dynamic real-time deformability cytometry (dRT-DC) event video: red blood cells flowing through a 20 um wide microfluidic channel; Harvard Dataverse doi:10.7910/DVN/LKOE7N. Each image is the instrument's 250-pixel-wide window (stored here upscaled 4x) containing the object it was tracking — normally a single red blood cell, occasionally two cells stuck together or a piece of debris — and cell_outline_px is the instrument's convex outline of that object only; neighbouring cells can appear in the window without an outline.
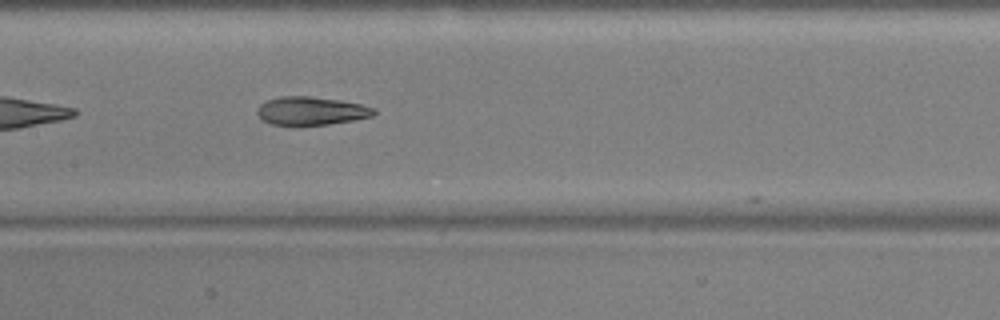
{"species": "common noctule bat (a hibernating species)", "species_latin": "Nyctalus noctula", "temperature_condition": "warm", "stored_images_in_passage": 31, "camera_frame_rate_fps": 3000, "um_per_image_px": 0.085, "animal": {"sex": "male", "body_mass_g": 17.9, "forearm_length_mm": 54.2}, "frame": {"image": 1, "passage_image": 10, "time_ms": 3.0, "image_size_px": [1000, 320], "cell_outline_px": [[376, 112], [372, 116], [352, 120], [328, 124], [292, 128], [272, 124], [264, 120], [256, 112], [256, 108], [260, 104], [268, 100], [280, 96], [308, 96], [340, 100], [360, 104], [376, 108]], "centroid_in_image_um": [26.41, 9.45], "position_along_channel_um": 181.0, "area_um2": 19.71}}
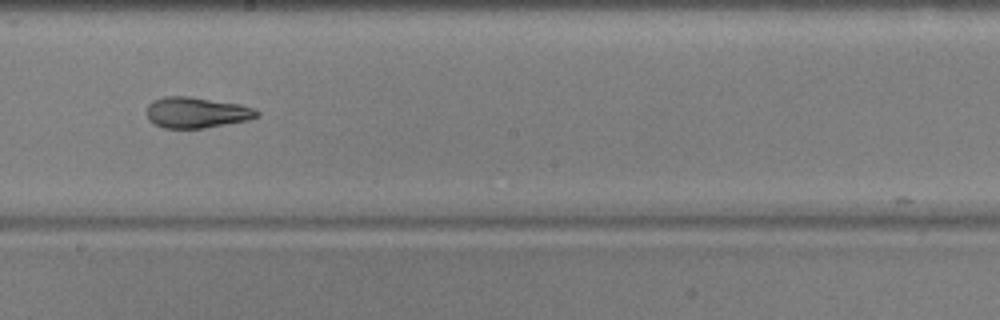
{"frame": {"image": 2, "passage_image": 14, "time_ms": 4.333, "image_size_px": [1000, 320], "cell_outline_px": [[260, 116], [248, 120], [204, 128], [164, 128], [152, 124], [148, 120], [148, 104], [152, 100], [164, 96], [188, 96], [240, 104], [252, 108], [260, 112]], "centroid_in_image_um": [16.69, 9.56], "position_along_channel_um": 231.5, "area_um2": 19.88}, "authors_computed_cell_mechanics": {"area_um2": 20.1722, "velocity_mm_per_s": 3.8004, "shape_relaxation_time_tau1_ms": null, "shape_relaxation_time_tau2_ms": 2.741, "deformation_change_tau1": null, "deformation_change_tau2": 0.1033}}